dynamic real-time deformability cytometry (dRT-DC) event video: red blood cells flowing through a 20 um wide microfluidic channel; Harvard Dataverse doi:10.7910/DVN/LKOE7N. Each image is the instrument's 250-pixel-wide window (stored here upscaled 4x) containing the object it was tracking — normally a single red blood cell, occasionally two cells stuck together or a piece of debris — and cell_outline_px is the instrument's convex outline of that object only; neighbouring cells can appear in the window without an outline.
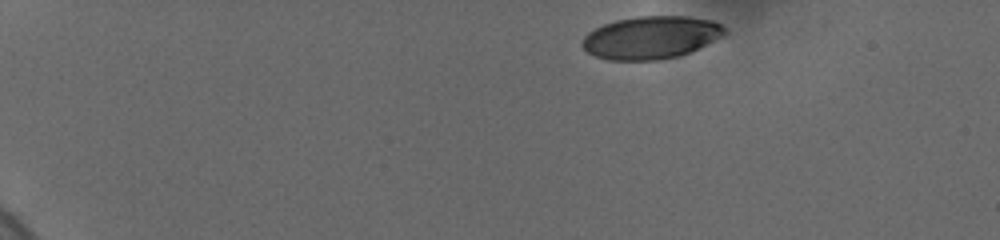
{"species": "human", "species_latin": "Homo sapiens", "temperature_condition": "cold", "stored_images_in_passage": 42, "camera_frame_rate_fps": 3000, "um_per_image_px": 0.085, "donor": {"sex": "female"}, "frame": {"image": 1, "passage_image": 1, "time_ms": 0.0, "image_size_px": [1000, 240], "cell_outline_px": [[728, 32], [724, 36], [680, 56], [660, 60], [608, 60], [596, 56], [588, 52], [580, 44], [584, 36], [588, 32], [604, 24], [616, 20], [636, 16], [688, 16], [712, 20], [720, 24]], "centroid_in_image_um": [55.34, 3.18], "position_along_channel_um": 29.7, "area_um2": 35.55}}
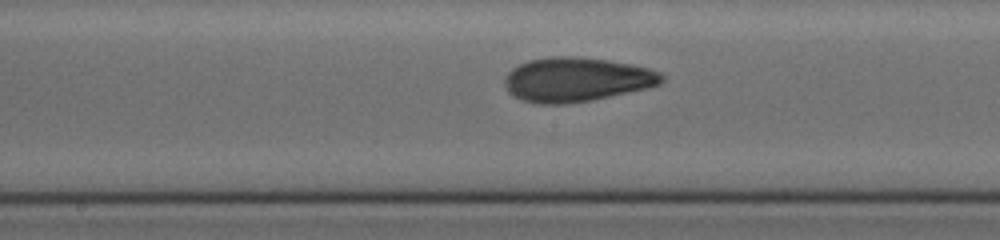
{"frame": {"image": 2, "passage_image": 24, "time_ms": 7.667, "image_size_px": [1000, 240], "cell_outline_px": [[664, 80], [660, 84], [648, 88], [592, 100], [568, 104], [540, 104], [520, 100], [504, 84], [504, 80], [508, 72], [512, 68], [528, 60], [548, 56], [572, 56], [608, 60], [648, 68], [660, 72], [664, 76]], "centroid_in_image_um": [49.01, 6.76], "position_along_channel_um": 199.2, "area_um2": 40.46}}
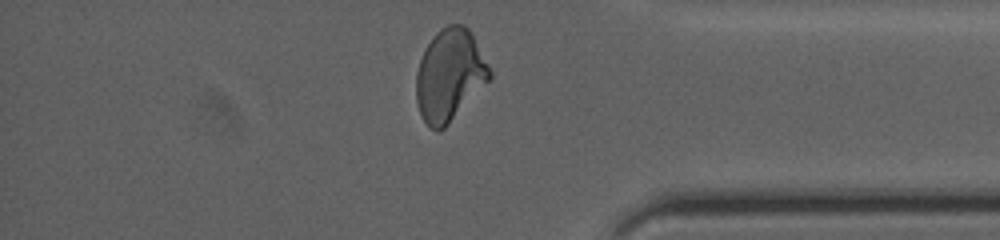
{"frame": {"image": 3, "passage_image": 41, "time_ms": 13.333, "image_size_px": [1000, 240], "cell_outline_px": [[492, 76], [448, 124], [444, 128], [436, 132], [424, 120], [420, 112], [416, 100], [416, 72], [424, 48], [432, 36], [440, 28], [448, 24], [464, 24], [468, 28], [492, 72]], "centroid_in_image_um": [38.19, 6.35], "position_along_channel_um": 397.0, "area_um2": 38.84}, "authors_computed_cell_mechanics": {"area_um2": 38.4081, "velocity_mm_per_s": 3.6817, "shape_relaxation_time_tau1_ms": 6.1303, "shape_relaxation_time_tau2_ms": 1.6094, "deformation_change_tau1": 0.1851, "deformation_change_tau2": 0.0741}}